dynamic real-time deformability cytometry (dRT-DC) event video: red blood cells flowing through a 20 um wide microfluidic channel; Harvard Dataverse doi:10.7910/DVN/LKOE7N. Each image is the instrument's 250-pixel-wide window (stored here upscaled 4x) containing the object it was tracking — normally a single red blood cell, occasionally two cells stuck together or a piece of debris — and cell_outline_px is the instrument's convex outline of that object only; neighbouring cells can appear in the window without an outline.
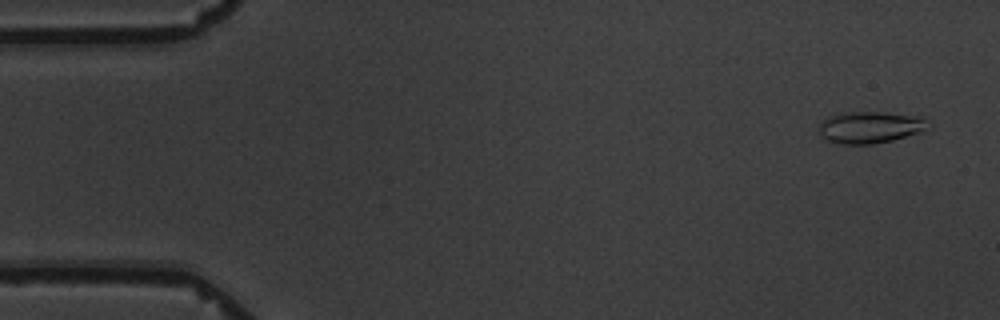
{"species": "common noctule bat (a hibernating species)", "species_latin": "Nyctalus noctula", "temperature_condition": "warm", "stored_images_in_passage": 4, "camera_frame_rate_fps": 3000, "um_per_image_px": 0.085, "animal": {"sex": "male", "body_mass_g": 19.5, "forearm_length_mm": 54.6}, "frame": {"image": 1, "passage_image": 1, "time_ms": 0.0, "image_size_px": [1000, 320], "cell_outline_px": [[932, 128], [924, 132], [892, 140], [872, 144], [840, 144], [824, 140], [820, 136], [820, 120], [828, 116], [852, 112], [884, 112], [924, 116]], "centroid_in_image_um": [74.02, 10.82], "position_along_channel_um": 11.0, "area_um2": 20.69}}
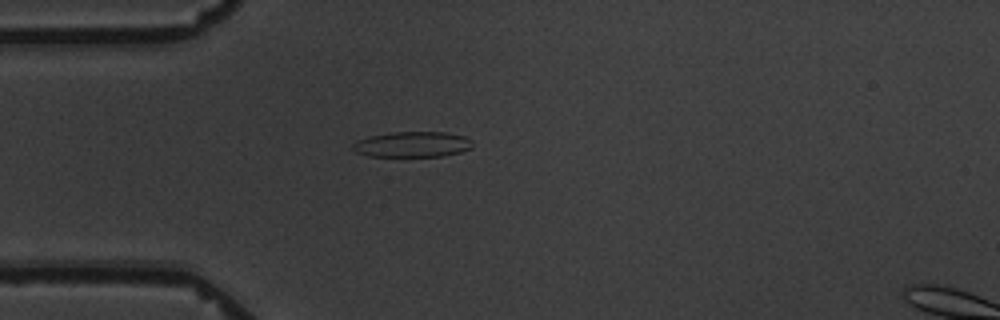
{"frame": {"image": 2, "passage_image": 4, "time_ms": 4.333, "image_size_px": [1000, 320], "cell_outline_px": [[472, 148], [460, 152], [444, 156], [368, 156], [356, 152], [352, 148], [352, 144], [356, 140], [372, 136], [392, 132], [444, 132], [464, 136], [472, 140]], "centroid_in_image_um": [35.06, 12.27], "position_along_channel_um": 49.9, "area_um2": 17.8}}